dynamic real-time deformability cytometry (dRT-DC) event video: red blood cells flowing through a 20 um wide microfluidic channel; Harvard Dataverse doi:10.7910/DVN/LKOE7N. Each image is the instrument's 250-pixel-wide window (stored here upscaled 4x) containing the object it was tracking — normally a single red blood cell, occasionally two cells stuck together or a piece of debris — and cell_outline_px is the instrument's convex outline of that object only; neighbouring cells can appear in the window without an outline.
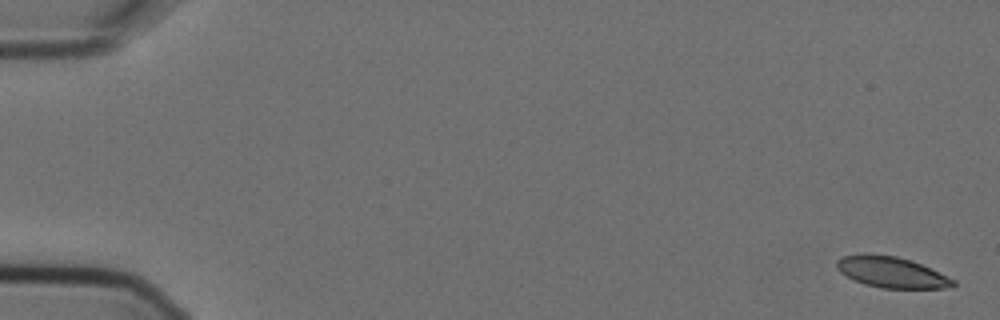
{"species": "Egyptian fruit bat (a non-hibernating species)", "species_latin": "Rousettus aegyptiacus", "temperature_condition": "cold", "stored_images_in_passage": 5, "camera_frame_rate_fps": 3000, "um_per_image_px": 0.085, "animal": {"sex": "female"}, "frame": {"image": 1, "passage_image": 1, "time_ms": 0.0, "image_size_px": [1000, 320], "cell_outline_px": [[956, 284], [952, 288], [880, 288], [864, 284], [840, 272], [836, 268], [836, 260], [844, 256], [864, 252], [868, 252], [896, 256], [912, 260], [956, 280]], "centroid_in_image_um": [75.77, 23.12], "position_along_channel_um": 9.2, "area_um2": 21.21}}